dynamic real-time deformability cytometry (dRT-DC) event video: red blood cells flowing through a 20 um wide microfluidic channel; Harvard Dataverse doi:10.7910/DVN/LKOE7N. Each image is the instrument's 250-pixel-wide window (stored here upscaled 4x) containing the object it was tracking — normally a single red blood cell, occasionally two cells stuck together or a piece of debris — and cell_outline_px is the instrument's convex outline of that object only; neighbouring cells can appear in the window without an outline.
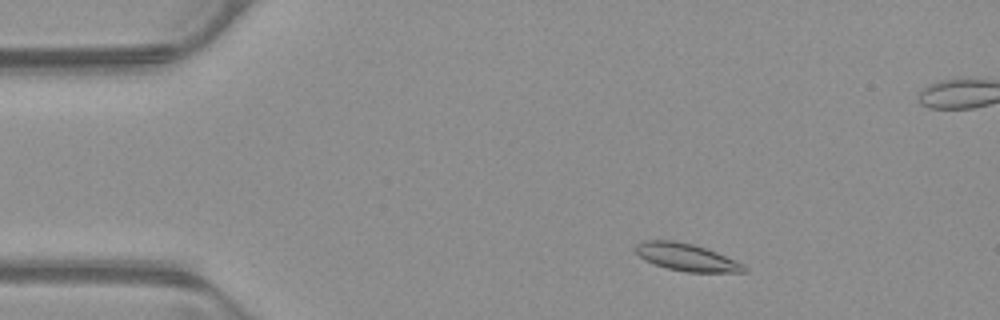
{"species": "common noctule bat (a hibernating species)", "species_latin": "Nyctalus noctula", "temperature_condition": "warm", "stored_images_in_passage": 51, "camera_frame_rate_fps": 3000, "um_per_image_px": 0.085, "animal": {"sex": "male", "body_mass_g": 23.1, "forearm_length_mm": 52.7}, "frame": {"image": 1, "passage_image": 5, "time_ms": 1.333, "image_size_px": [1000, 320], "cell_outline_px": [[748, 272], [684, 272], [668, 268], [644, 260], [632, 248], [636, 244], [644, 240], [676, 240], [692, 244], [716, 252], [736, 260], [744, 264], [748, 268]], "centroid_in_image_um": [58.35, 21.86], "position_along_channel_um": 26.6, "area_um2": 17.4}}
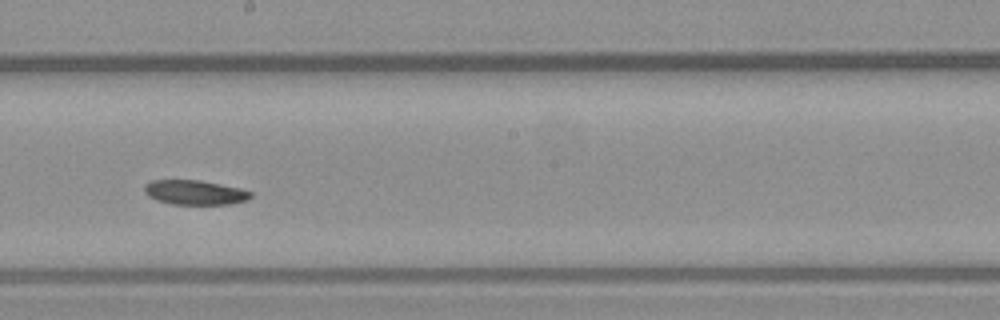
{"frame": {"image": 2, "passage_image": 26, "time_ms": 8.333, "image_size_px": [1000, 320], "cell_outline_px": [[252, 196], [248, 200], [228, 204], [172, 204], [156, 200], [148, 196], [144, 192], [144, 184], [152, 180], [200, 180], [240, 188], [252, 192]], "centroid_in_image_um": [16.55, 16.35], "position_along_channel_um": 231.7, "area_um2": 15.26}}
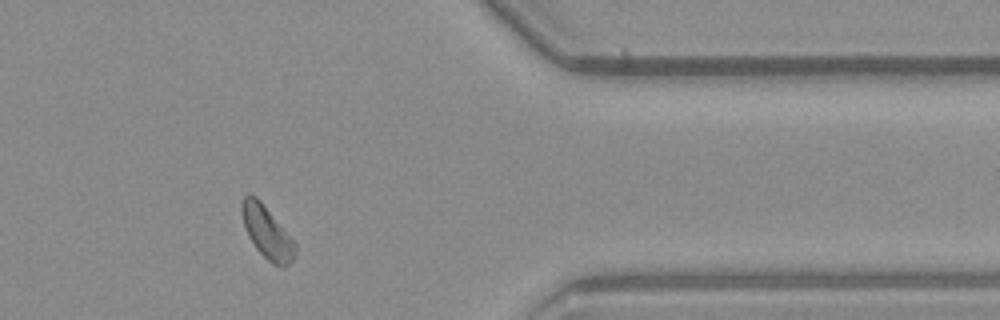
{"frame": {"image": 3, "passage_image": 40, "time_ms": 13.0, "image_size_px": [1000, 320], "cell_outline_px": [[296, 252], [292, 260], [284, 268], [272, 264], [256, 248], [248, 236], [240, 212], [240, 204], [244, 196], [248, 192], [256, 196], [260, 200], [296, 244]], "centroid_in_image_um": [22.66, 19.73], "position_along_channel_um": 388.7, "area_um2": 16.18}}